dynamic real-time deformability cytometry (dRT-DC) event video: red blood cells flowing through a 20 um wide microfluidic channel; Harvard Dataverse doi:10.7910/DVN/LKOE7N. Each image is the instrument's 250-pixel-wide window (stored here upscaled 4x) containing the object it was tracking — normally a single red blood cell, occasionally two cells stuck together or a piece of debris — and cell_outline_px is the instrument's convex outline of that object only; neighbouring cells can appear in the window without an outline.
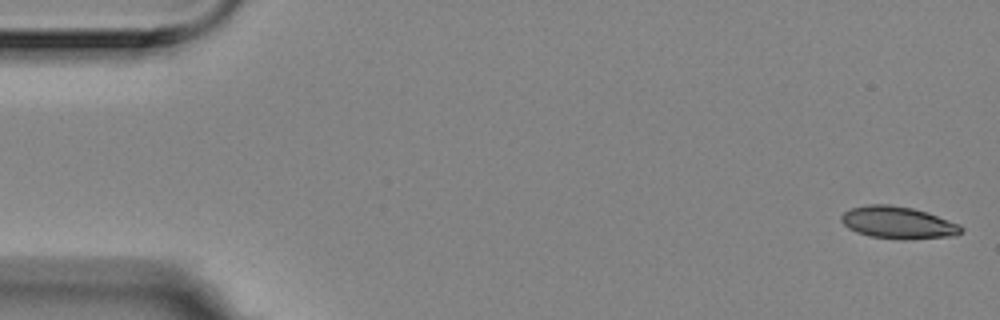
{"species": "Egyptian fruit bat (a non-hibernating species)", "species_latin": "Rousettus aegyptiacus", "temperature_condition": "room temperature", "stored_images_in_passage": 56, "camera_frame_rate_fps": 3000, "um_per_image_px": 0.085, "animal": {"sex": "female"}, "frame": {"image": 1, "passage_image": 1, "time_ms": 0.0, "image_size_px": [1000, 320], "cell_outline_px": [[964, 228], [956, 236], [904, 240], [872, 236], [856, 232], [848, 228], [840, 220], [840, 216], [844, 212], [852, 208], [868, 204], [888, 204], [912, 208], [928, 212], [960, 224]], "centroid_in_image_um": [76.35, 18.92], "position_along_channel_um": 8.6, "area_um2": 22.6}}
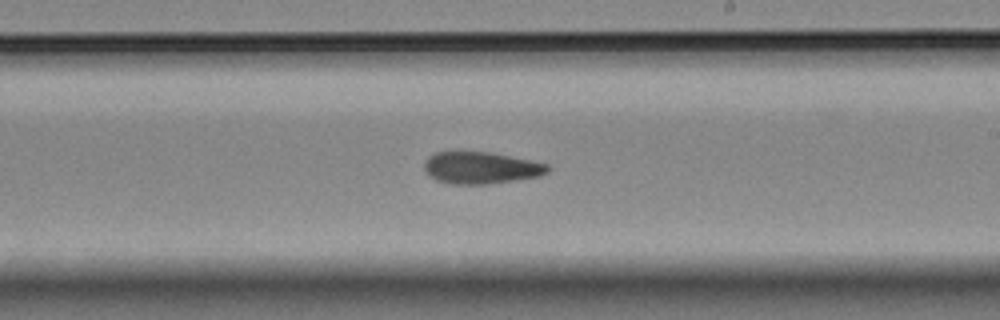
{"frame": {"image": 2, "passage_image": 32, "time_ms": 10.333, "image_size_px": [1000, 320], "cell_outline_px": [[548, 172], [540, 176], [516, 180], [488, 184], [448, 184], [436, 180], [428, 176], [424, 172], [424, 160], [428, 156], [436, 152], [492, 152], [548, 164]], "centroid_in_image_um": [40.83, 14.27], "position_along_channel_um": 248.2, "area_um2": 23.12}}
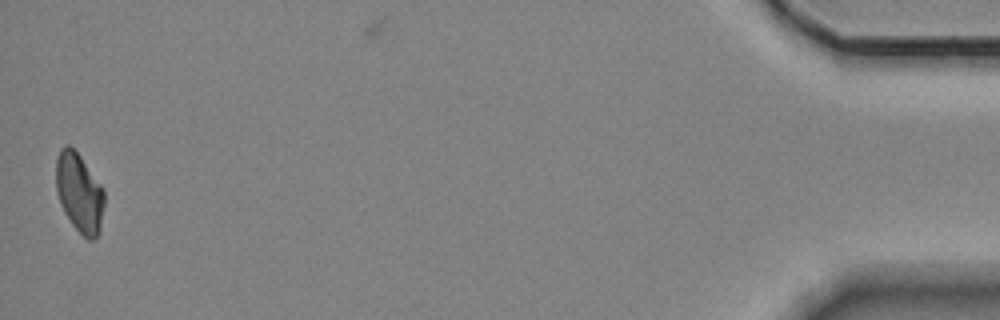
{"frame": {"image": 3, "passage_image": 55, "time_ms": 18.0, "image_size_px": [1000, 320], "cell_outline_px": [[104, 204], [100, 232], [92, 240], [88, 240], [72, 224], [64, 212], [60, 204], [56, 192], [56, 160], [60, 148], [68, 144], [80, 156], [104, 188]], "centroid_in_image_um": [6.74, 16.38], "position_along_channel_um": 428.5, "area_um2": 22.31}, "authors_computed_cell_mechanics": {"area_um2": 22.8888, "velocity_mm_per_s": 3.5536, "shape_relaxation_time_tau1_ms": 9.2258, "shape_relaxation_time_tau2_ms": 4.4026, "deformation_change_tau1": 0.1551, "deformation_change_tau2": 0.1005}}